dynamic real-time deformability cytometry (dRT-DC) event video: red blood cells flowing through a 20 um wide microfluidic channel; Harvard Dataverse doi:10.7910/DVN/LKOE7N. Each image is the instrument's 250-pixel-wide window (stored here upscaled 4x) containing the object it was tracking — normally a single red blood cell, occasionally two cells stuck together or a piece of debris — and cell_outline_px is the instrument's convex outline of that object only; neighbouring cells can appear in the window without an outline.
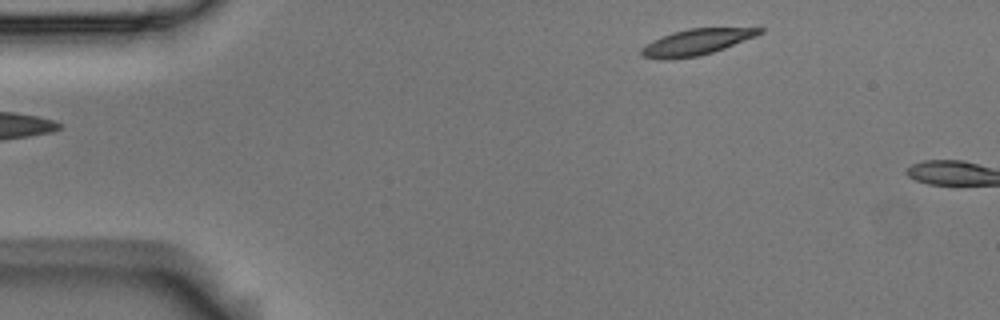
{"species": "Egyptian fruit bat (a non-hibernating species)", "species_latin": "Rousettus aegyptiacus", "temperature_condition": "room temperature", "stored_images_in_passage": 5, "segment_of_instrument_passage": [2, 2], "camera_frame_rate_fps": 3000, "um_per_image_px": 0.085, "animal": {"sex": "male"}, "frame": {"image": 1, "passage_image": 5, "time_ms": 1.333, "image_size_px": [1000, 320], "cell_outline_px": [[764, 32], [756, 36], [724, 48], [700, 56], [672, 60], [660, 60], [644, 56], [640, 52], [640, 48], [652, 40], [660, 36], [672, 32], [688, 28], [764, 28]], "centroid_in_image_um": [59.14, 3.59], "position_along_channel_um": 25.9, "area_um2": 18.09}}